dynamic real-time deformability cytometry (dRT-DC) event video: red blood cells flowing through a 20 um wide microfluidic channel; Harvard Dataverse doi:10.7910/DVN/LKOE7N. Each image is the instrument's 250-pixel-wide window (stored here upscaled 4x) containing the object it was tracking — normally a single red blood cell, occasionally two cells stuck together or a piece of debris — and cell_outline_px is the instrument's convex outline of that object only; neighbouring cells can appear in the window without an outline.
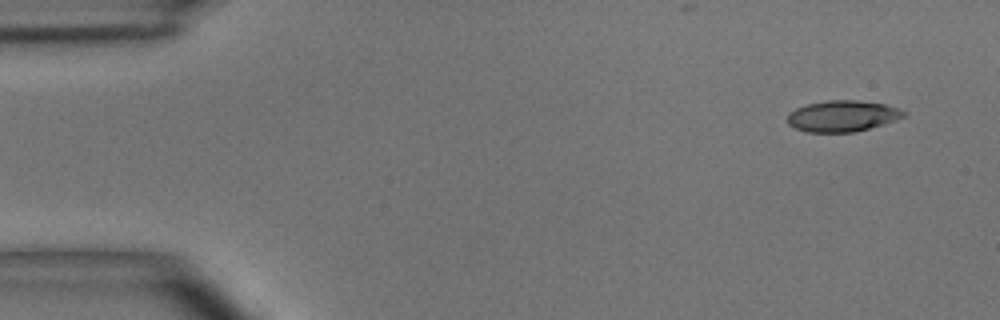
{"species": "common noctule bat (a hibernating species)", "species_latin": "Nyctalus noctula", "temperature_condition": "room temperature", "stored_images_in_passage": 4, "camera_frame_rate_fps": 3000, "um_per_image_px": 0.085, "animal": {"sex": "male", "body_mass_g": 15.6}, "frame": {"image": 1, "passage_image": 1, "time_ms": 0.0, "image_size_px": [1000, 320], "cell_outline_px": [[908, 112], [904, 116], [884, 124], [856, 132], [808, 132], [796, 128], [788, 124], [788, 112], [804, 104], [824, 100], [856, 100], [884, 104], [900, 108]], "centroid_in_image_um": [71.6, 9.85], "position_along_channel_um": 13.4, "area_um2": 21.27}}
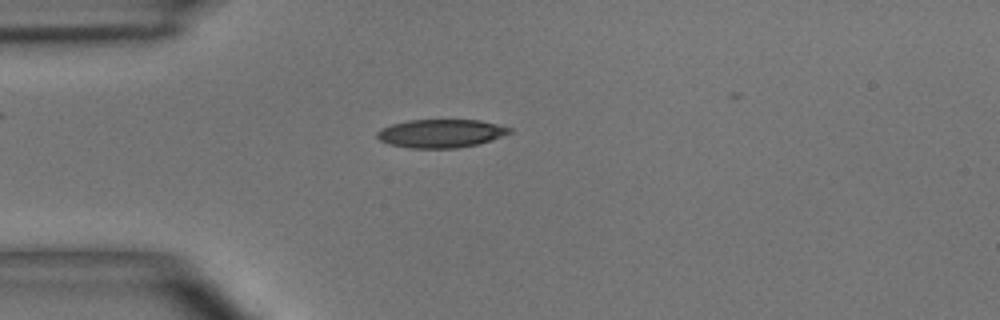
{"frame": {"image": 2, "passage_image": 4, "time_ms": 3.333, "image_size_px": [1000, 320], "cell_outline_px": [[512, 132], [492, 140], [476, 144], [456, 148], [412, 148], [388, 144], [380, 140], [376, 136], [376, 132], [392, 124], [408, 120], [480, 120], [512, 128]], "centroid_in_image_um": [37.48, 11.34], "position_along_channel_um": 47.5, "area_um2": 21.73}}